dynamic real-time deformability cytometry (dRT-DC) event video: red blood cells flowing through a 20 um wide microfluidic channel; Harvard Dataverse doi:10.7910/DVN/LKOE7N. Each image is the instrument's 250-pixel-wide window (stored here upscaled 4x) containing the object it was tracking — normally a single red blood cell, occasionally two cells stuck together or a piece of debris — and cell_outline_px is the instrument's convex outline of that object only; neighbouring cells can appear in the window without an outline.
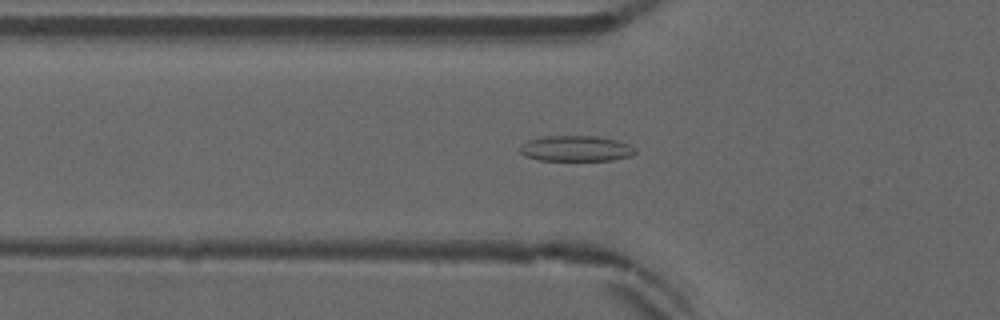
{"species": "common noctule bat (a hibernating species)", "species_latin": "Nyctalus noctula", "temperature_condition": "warm", "stored_images_in_passage": 47, "camera_frame_rate_fps": 3000, "um_per_image_px": 0.085, "animal": {"sex": "male", "forearm_length_mm": 52.5}, "frame": {"image": 1, "passage_image": 12, "time_ms": 3.667, "image_size_px": [1000, 320], "cell_outline_px": [[636, 152], [632, 156], [612, 160], [540, 160], [524, 156], [520, 152], [520, 148], [528, 140], [544, 136], [596, 136], [616, 140], [628, 144], [636, 148]], "centroid_in_image_um": [48.98, 12.63], "position_along_channel_um": 76.8, "area_um2": 17.17}}
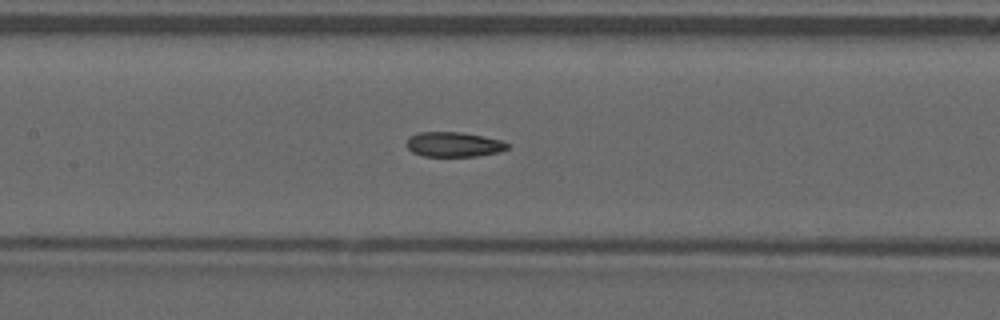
{"frame": {"image": 2, "passage_image": 19, "time_ms": 6.0, "image_size_px": [1000, 320], "cell_outline_px": [[508, 148], [500, 152], [476, 156], [424, 156], [412, 152], [408, 148], [408, 136], [416, 132], [460, 132], [484, 136], [500, 140], [508, 144]], "centroid_in_image_um": [38.56, 12.27], "position_along_channel_um": 168.8, "area_um2": 14.57}}
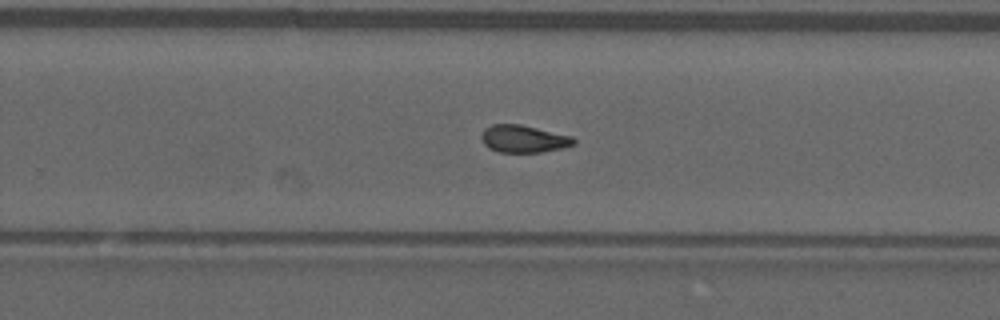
{"frame": {"image": 3, "passage_image": 28, "time_ms": 9.0, "image_size_px": [1000, 320], "cell_outline_px": [[576, 144], [564, 148], [540, 152], [500, 152], [488, 148], [484, 144], [480, 136], [484, 128], [492, 124], [520, 124], [572, 136], [576, 140]], "centroid_in_image_um": [44.5, 11.8], "position_along_channel_um": 285.3, "area_um2": 14.85}, "authors_computed_cell_mechanics": {"area_um2": 15.028, "velocity_mm_per_s": 3.9143, "shape_relaxation_time_tau1_ms": null, "shape_relaxation_time_tau2_ms": 5.2793, "deformation_change_tau1": null, "deformation_change_tau2": 0.099}}